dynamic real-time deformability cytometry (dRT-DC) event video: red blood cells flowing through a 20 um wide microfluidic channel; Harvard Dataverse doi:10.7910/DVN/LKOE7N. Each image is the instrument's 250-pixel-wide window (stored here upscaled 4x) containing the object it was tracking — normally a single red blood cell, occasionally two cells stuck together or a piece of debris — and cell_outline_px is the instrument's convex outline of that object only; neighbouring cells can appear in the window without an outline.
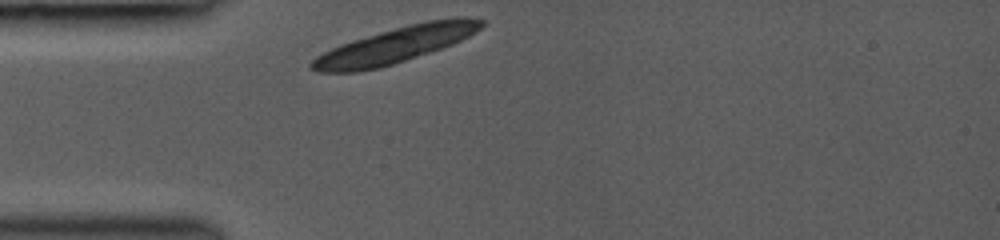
{"species": "common noctule bat (a hibernating species)", "species_latin": "Nyctalus noctula", "temperature_condition": "room temperature", "stored_images_in_passage": 2, "camera_frame_rate_fps": 3000, "um_per_image_px": 0.085, "animal": {"sex": "female", "body_mass_g": 19.0, "forearm_length_mm": 53.3}, "frame": {"image": 1, "passage_image": 1, "time_ms": 0.0, "image_size_px": [1000, 240], "cell_outline_px": [[484, 24], [476, 32], [452, 44], [380, 68], [356, 72], [316, 72], [308, 68], [308, 64], [316, 56], [340, 44], [352, 40], [408, 24], [424, 20], [456, 16], [464, 16], [484, 20]], "centroid_in_image_um": [33.59, 3.81], "position_along_channel_um": 51.4, "area_um2": 35.37}}